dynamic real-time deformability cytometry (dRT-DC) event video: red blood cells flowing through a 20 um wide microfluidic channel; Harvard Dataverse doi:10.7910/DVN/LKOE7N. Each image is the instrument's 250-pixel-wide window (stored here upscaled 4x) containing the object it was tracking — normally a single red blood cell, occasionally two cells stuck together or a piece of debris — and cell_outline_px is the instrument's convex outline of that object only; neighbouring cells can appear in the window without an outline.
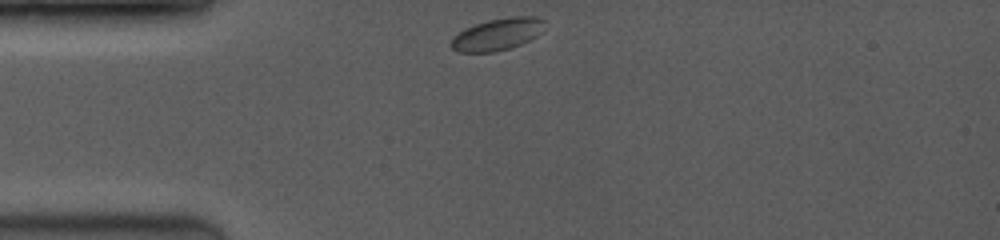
{"species": "common noctule bat (a hibernating species)", "species_latin": "Nyctalus noctula", "temperature_condition": "room temperature", "stored_images_in_passage": 14, "camera_frame_rate_fps": 3500, "um_per_image_px": 0.085, "animal": {"sex": "female", "body_mass_g": 19.0, "forearm_length_mm": 53.3}, "frame": {"image": 1, "passage_image": 1, "time_ms": 0.0, "image_size_px": [1000, 240], "cell_outline_px": [[544, 20], [540, 32], [536, 36], [520, 44], [508, 48], [492, 52], [460, 52], [452, 48], [452, 36], [464, 28], [488, 20], [512, 16], [536, 16]], "centroid_in_image_um": [42.25, 2.9], "position_along_channel_um": 42.8, "area_um2": 17.17}}
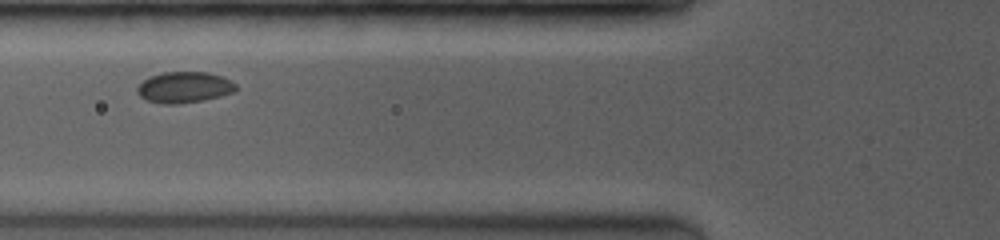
{"frame": {"image": 2, "passage_image": 7, "time_ms": 2.286, "image_size_px": [1000, 240], "cell_outline_px": [[236, 88], [232, 92], [220, 96], [200, 100], [176, 104], [160, 104], [148, 100], [140, 96], [136, 92], [136, 88], [148, 76], [164, 72], [208, 72], [220, 76], [236, 84]], "centroid_in_image_um": [15.61, 7.41], "position_along_channel_um": 110.2, "area_um2": 17.63}}
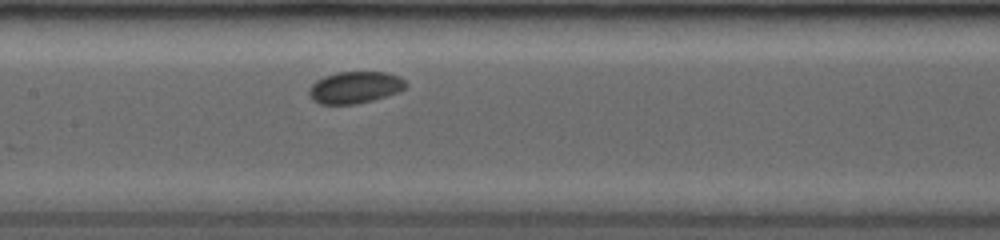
{"frame": {"image": 3, "passage_image": 11, "time_ms": 4.0, "image_size_px": [1000, 240], "cell_outline_px": [[408, 84], [404, 88], [396, 92], [372, 100], [356, 104], [320, 104], [312, 100], [308, 92], [312, 84], [316, 80], [324, 76], [336, 72], [388, 72], [400, 76]], "centroid_in_image_um": [30.15, 7.42], "position_along_channel_um": 177.2, "area_um2": 17.92}}